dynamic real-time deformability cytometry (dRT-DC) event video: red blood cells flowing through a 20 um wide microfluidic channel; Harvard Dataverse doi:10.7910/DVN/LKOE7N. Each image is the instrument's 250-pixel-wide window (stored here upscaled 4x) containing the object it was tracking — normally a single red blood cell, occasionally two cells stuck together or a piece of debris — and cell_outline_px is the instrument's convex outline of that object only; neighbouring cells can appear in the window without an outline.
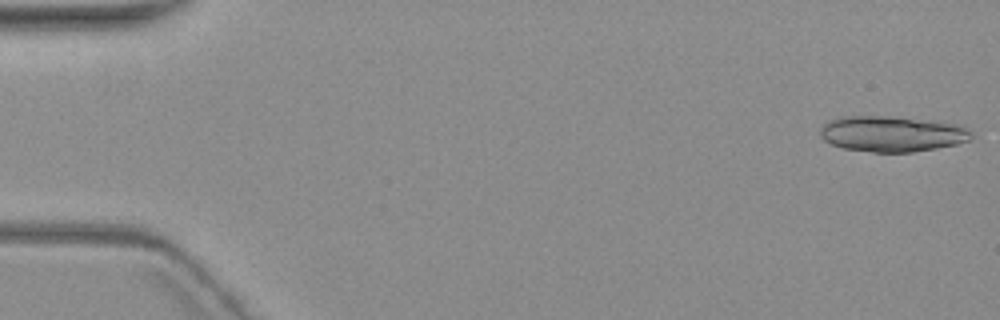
{"species": "common noctule bat (a hibernating species)", "species_latin": "Nyctalus noctula", "temperature_condition": "warm", "stored_images_in_passage": 5, "camera_frame_rate_fps": 3000, "um_per_image_px": 0.085, "animal": {"sex": "female", "body_mass_g": 19.3, "forearm_length_mm": 54.1}, "frame": {"image": 1, "passage_image": 1, "time_ms": 0.0, "image_size_px": [1000, 320], "cell_outline_px": [[972, 136], [968, 140], [956, 144], [936, 148], [912, 152], [872, 152], [844, 148], [832, 144], [824, 140], [820, 136], [820, 128], [828, 120], [840, 116], [892, 116], [940, 120], [964, 124], [972, 132]], "centroid_in_image_um": [75.87, 11.35], "position_along_channel_um": 9.1, "area_um2": 32.08}}